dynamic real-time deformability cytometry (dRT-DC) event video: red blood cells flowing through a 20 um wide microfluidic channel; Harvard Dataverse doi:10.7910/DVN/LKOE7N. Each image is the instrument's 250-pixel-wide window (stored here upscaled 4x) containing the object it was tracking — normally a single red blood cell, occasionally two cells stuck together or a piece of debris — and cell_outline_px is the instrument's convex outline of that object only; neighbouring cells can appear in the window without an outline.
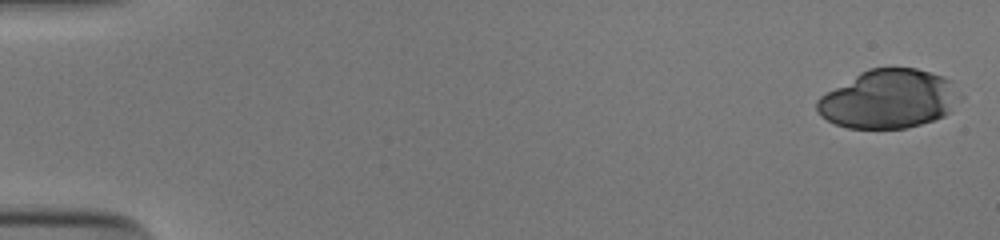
{"species": "human", "species_latin": "Homo sapiens", "temperature_condition": "cold", "stored_images_in_passage": 42, "camera_frame_rate_fps": 3000, "um_per_image_px": 0.085, "donor": {"sex": "male"}, "frame": {"image": 1, "passage_image": 1, "time_ms": 0.0, "image_size_px": [1000, 240], "cell_outline_px": [[964, 96], [952, 112], [944, 116], [920, 124], [904, 128], [848, 128], [836, 124], [820, 116], [816, 112], [816, 100], [820, 96], [860, 72], [868, 68], [916, 68], [944, 76], [952, 80]], "centroid_in_image_um": [75.6, 8.41], "position_along_channel_um": 9.4, "area_um2": 49.42}}
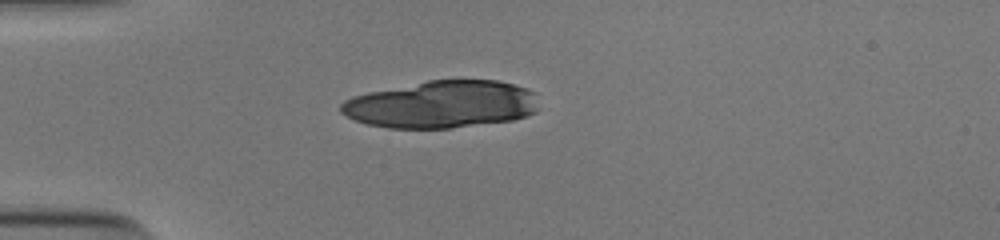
{"frame": {"image": 2, "passage_image": 15, "time_ms": 4.667, "image_size_px": [1000, 240], "cell_outline_px": [[536, 112], [528, 116], [512, 120], [452, 128], [388, 128], [368, 124], [356, 120], [340, 112], [340, 104], [344, 100], [352, 96], [368, 92], [428, 80], [496, 80], [512, 84], [536, 92]], "centroid_in_image_um": [37.53, 8.87], "position_along_channel_um": 47.5, "area_um2": 54.56}, "authors_computed_cell_mechanics": {"area_um2": 49.419, "velocity_mm_per_s": 3.91, "shape_relaxation_time_tau1_ms": 2.5125, "shape_relaxation_time_tau2_ms": 1.3584, "deformation_change_tau1": 0.3112, "deformation_change_tau2": 0.0775}}